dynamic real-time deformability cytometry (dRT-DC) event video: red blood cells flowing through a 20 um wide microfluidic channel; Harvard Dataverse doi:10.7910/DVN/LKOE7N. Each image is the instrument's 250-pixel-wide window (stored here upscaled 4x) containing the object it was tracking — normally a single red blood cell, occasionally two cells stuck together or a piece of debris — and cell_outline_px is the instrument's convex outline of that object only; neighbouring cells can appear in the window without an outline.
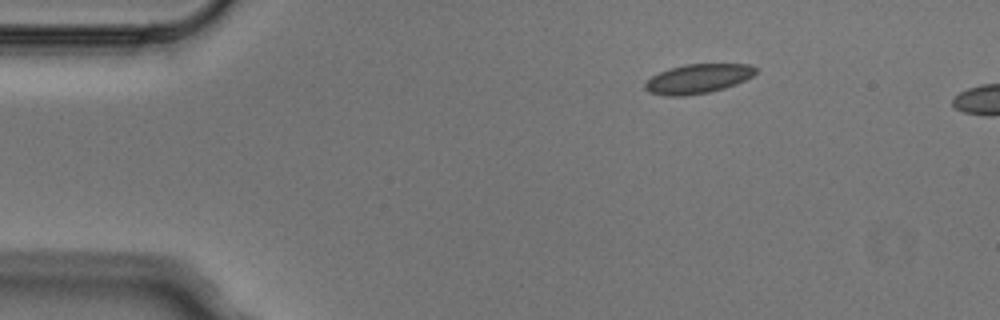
{"species": "Egyptian fruit bat (a non-hibernating species)", "species_latin": "Rousettus aegyptiacus", "temperature_condition": "cold", "stored_images_in_passage": 2, "camera_frame_rate_fps": 3000, "um_per_image_px": 0.085, "animal": {"sex": "male"}, "frame": {"image": 1, "passage_image": 1, "time_ms": 0.0, "image_size_px": [1000, 320], "cell_outline_px": [[756, 72], [752, 76], [736, 84], [724, 88], [708, 92], [684, 96], [668, 96], [648, 92], [644, 88], [644, 84], [652, 76], [660, 72], [684, 64], [752, 64], [756, 68]], "centroid_in_image_um": [59.32, 6.69], "position_along_channel_um": 25.7, "area_um2": 18.79}}